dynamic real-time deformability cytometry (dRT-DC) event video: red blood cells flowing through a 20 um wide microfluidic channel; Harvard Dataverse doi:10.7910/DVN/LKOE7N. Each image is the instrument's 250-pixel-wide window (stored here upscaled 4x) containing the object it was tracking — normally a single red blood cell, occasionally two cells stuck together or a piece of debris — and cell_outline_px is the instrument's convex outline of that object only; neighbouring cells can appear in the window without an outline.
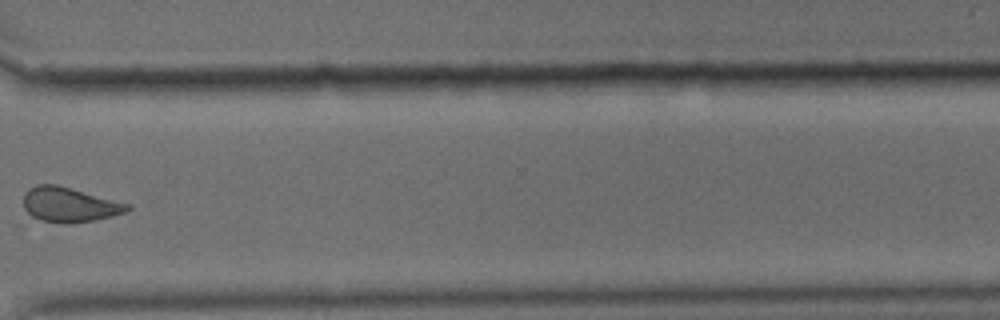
{"species": "common noctule bat (a hibernating species)", "species_latin": "Nyctalus noctula", "temperature_condition": "cold", "stored_images_in_passage": 14, "camera_frame_rate_fps": 3000, "um_per_image_px": 0.085, "animal": {"sex": "male", "body_mass_g": 15.6}, "frame": {"image": 1, "passage_image": 11, "time_ms": 3.333, "image_size_px": [1000, 320], "cell_outline_px": [[132, 208], [124, 212], [112, 216], [92, 220], [44, 220], [32, 216], [24, 208], [24, 192], [28, 188], [36, 184], [56, 184], [132, 204]], "centroid_in_image_um": [5.92, 17.33], "position_along_channel_um": 364.7, "area_um2": 20.29}}